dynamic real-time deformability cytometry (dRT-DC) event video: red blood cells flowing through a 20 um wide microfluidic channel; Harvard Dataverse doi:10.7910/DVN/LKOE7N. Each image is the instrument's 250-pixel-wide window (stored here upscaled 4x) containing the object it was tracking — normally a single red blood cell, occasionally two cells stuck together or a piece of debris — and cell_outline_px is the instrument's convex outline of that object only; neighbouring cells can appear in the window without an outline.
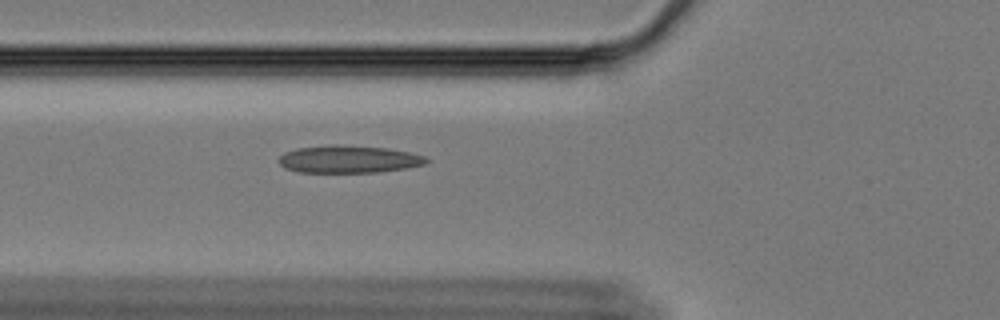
{"species": "Egyptian fruit bat (a non-hibernating species)", "species_latin": "Rousettus aegyptiacus", "temperature_condition": "cold", "stored_images_in_passage": 46, "camera_frame_rate_fps": 3000, "um_per_image_px": 0.085, "animal": {"sex": "female"}, "frame": {"image": 1, "passage_image": 8, "time_ms": 2.333, "image_size_px": [1000, 320], "cell_outline_px": [[428, 160], [424, 164], [404, 168], [376, 172], [300, 172], [284, 168], [280, 164], [280, 156], [284, 152], [296, 148], [332, 144], [336, 144], [388, 148], [408, 152], [424, 156]], "centroid_in_image_um": [29.59, 13.52], "position_along_channel_um": 96.2, "area_um2": 23.47}}
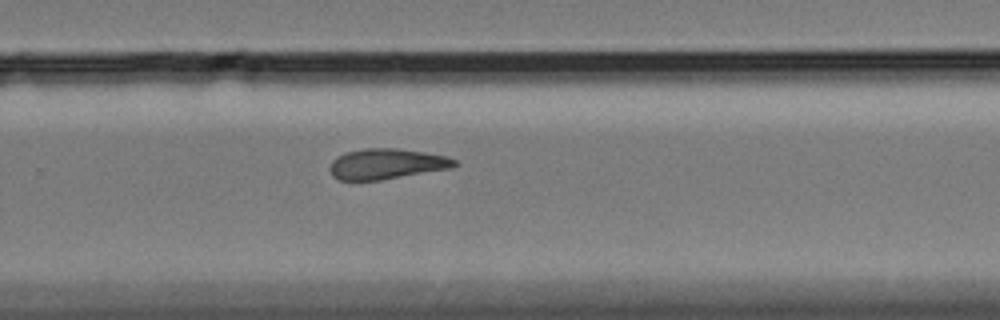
{"frame": {"image": 2, "passage_image": 26, "time_ms": 8.333, "image_size_px": [1000, 320], "cell_outline_px": [[460, 164], [452, 168], [380, 180], [340, 180], [332, 176], [328, 168], [332, 160], [336, 156], [344, 152], [364, 148], [396, 148], [424, 152], [448, 156], [456, 160]], "centroid_in_image_um": [32.85, 13.92], "position_along_channel_um": 297.0, "area_um2": 22.43}}
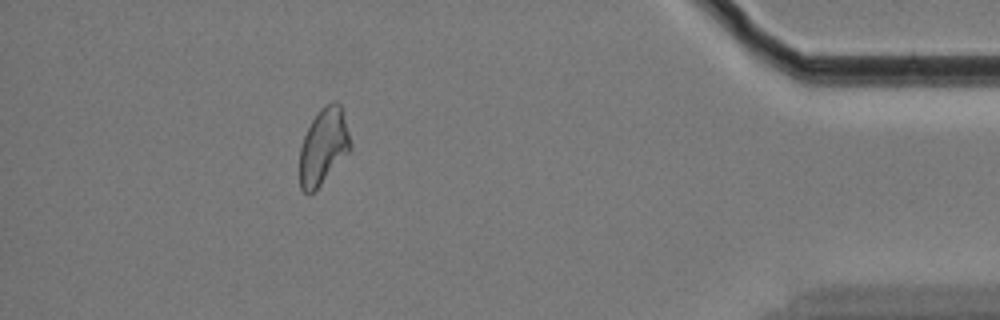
{"frame": {"image": 3, "passage_image": 40, "time_ms": 13.0, "image_size_px": [1000, 320], "cell_outline_px": [[352, 148], [320, 184], [308, 196], [300, 188], [300, 148], [304, 136], [312, 120], [320, 108], [324, 104], [332, 100], [336, 100], [340, 104], [352, 144]], "centroid_in_image_um": [27.49, 12.41], "position_along_channel_um": 407.7, "area_um2": 22.31}, "authors_computed_cell_mechanics": {"area_um2": 22.9466, "velocity_mm_per_s": 3.3414, "shape_relaxation_time_tau1_ms": null, "shape_relaxation_time_tau2_ms": 3.8517, "deformation_change_tau1": null, "deformation_change_tau2": 0.1169}}